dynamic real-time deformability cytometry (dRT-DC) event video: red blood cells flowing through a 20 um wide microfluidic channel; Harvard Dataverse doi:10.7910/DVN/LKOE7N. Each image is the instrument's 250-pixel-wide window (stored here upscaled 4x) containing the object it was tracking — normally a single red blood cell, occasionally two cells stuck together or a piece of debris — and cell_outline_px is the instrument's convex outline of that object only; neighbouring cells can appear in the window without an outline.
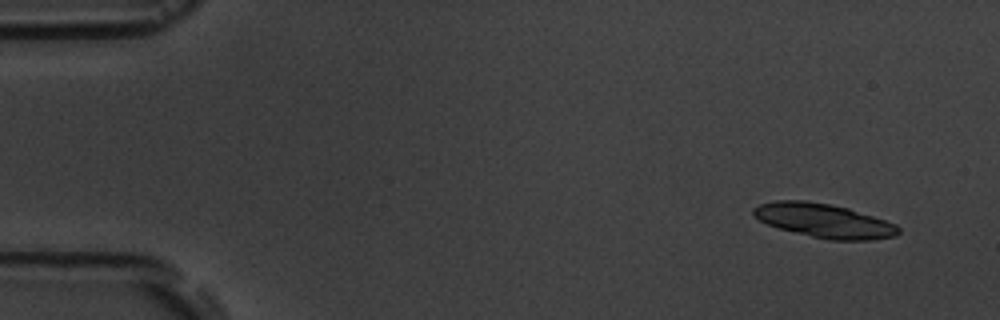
{"species": "common noctule bat (a hibernating species)", "species_latin": "Nyctalus noctula", "temperature_condition": "room temperature", "stored_images_in_passage": 11, "segment_of_instrument_passage": [1, 2], "camera_frame_rate_fps": 3000, "um_per_image_px": 0.085, "animal": {"sex": "male", "body_mass_g": 19.5, "forearm_length_mm": 54.6}, "frame": {"image": 1, "passage_image": 1, "time_ms": 0.0, "image_size_px": [1000, 320], "cell_outline_px": [[900, 232], [896, 236], [872, 240], [828, 240], [780, 228], [768, 224], [760, 220], [752, 212], [752, 208], [760, 204], [776, 200], [804, 200], [828, 204], [848, 208], [896, 224], [900, 228]], "centroid_in_image_um": [70.07, 18.76], "position_along_channel_um": 14.9, "area_um2": 28.44}}